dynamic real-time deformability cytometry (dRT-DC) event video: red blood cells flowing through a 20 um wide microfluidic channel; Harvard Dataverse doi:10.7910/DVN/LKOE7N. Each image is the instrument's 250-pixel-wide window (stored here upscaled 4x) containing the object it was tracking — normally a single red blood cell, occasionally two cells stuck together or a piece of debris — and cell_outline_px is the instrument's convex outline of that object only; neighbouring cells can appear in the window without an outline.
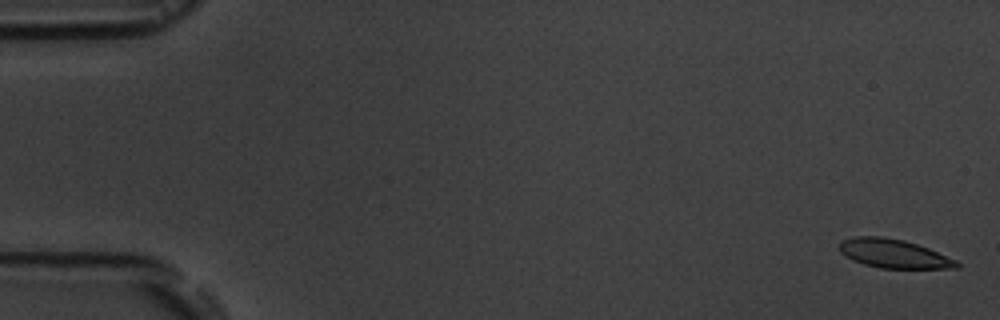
{"species": "common noctule bat (a hibernating species)", "species_latin": "Nyctalus noctula", "temperature_condition": "room temperature", "stored_images_in_passage": 6, "camera_frame_rate_fps": 3000, "um_per_image_px": 0.085, "animal": {"sex": "male", "body_mass_g": 19.5, "forearm_length_mm": 54.6}, "frame": {"image": 1, "passage_image": 1, "time_ms": 0.0, "image_size_px": [1000, 320], "cell_outline_px": [[960, 268], [880, 268], [864, 264], [852, 260], [840, 252], [840, 244], [844, 240], [856, 236], [884, 236], [904, 240], [928, 248], [956, 260], [960, 264]], "centroid_in_image_um": [75.97, 21.56], "position_along_channel_um": 9.0, "area_um2": 19.54}}
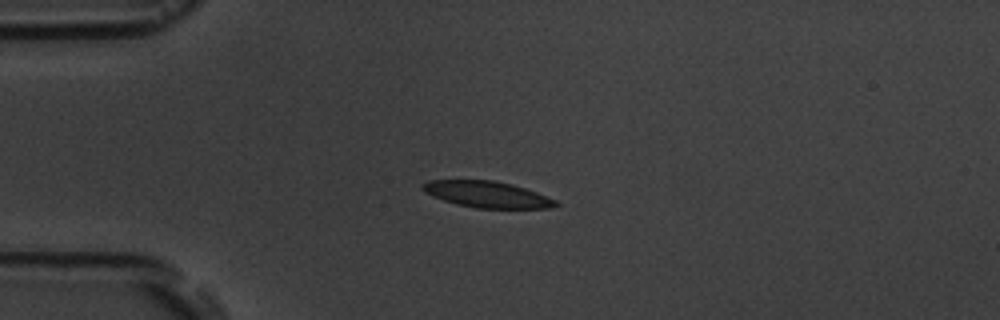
{"frame": {"image": 2, "passage_image": 4, "time_ms": 4.333, "image_size_px": [1000, 320], "cell_outline_px": [[560, 204], [552, 208], [476, 208], [456, 204], [444, 200], [424, 192], [420, 188], [420, 184], [428, 180], [492, 180], [512, 184], [536, 192], [556, 200]], "centroid_in_image_um": [41.38, 16.52], "position_along_channel_um": 43.6, "area_um2": 20.4}}
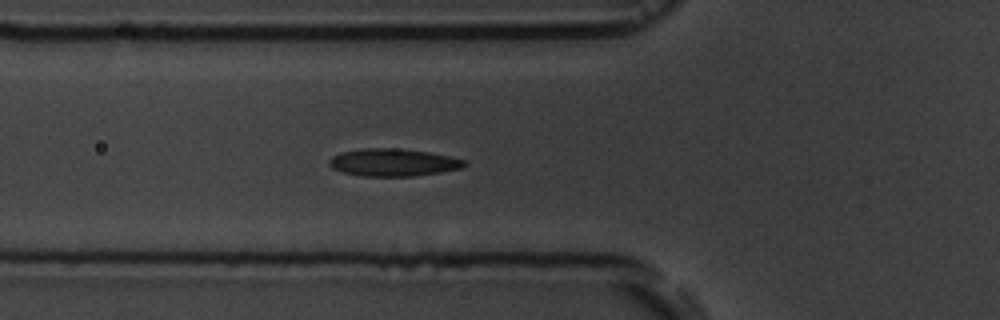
{"frame": {"image": 3, "passage_image": 6, "time_ms": 6.333, "image_size_px": [1000, 320], "cell_outline_px": [[468, 164], [460, 168], [440, 172], [416, 176], [360, 176], [344, 172], [332, 168], [328, 164], [328, 160], [332, 156], [340, 152], [360, 148], [396, 148], [428, 152], [468, 160]], "centroid_in_image_um": [33.4, 13.8], "position_along_channel_um": 92.4, "area_um2": 21.79}}